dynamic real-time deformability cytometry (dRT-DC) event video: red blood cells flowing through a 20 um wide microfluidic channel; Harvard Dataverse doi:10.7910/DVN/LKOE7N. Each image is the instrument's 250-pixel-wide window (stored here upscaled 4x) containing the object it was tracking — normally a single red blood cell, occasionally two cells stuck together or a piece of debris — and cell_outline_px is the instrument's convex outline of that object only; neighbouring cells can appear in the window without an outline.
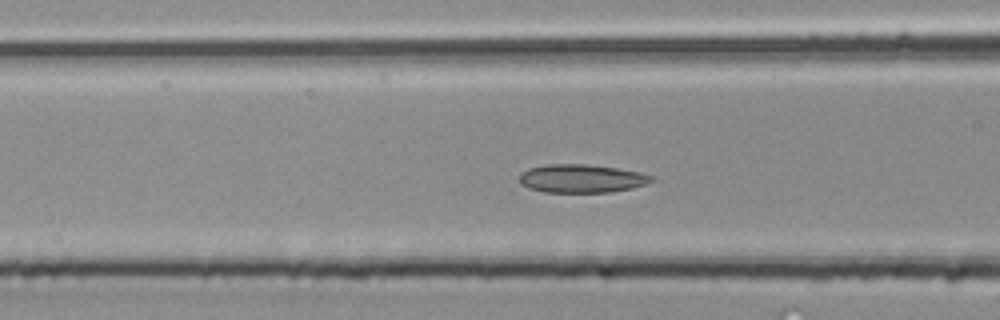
{"species": "common noctule bat (a hibernating species)", "species_latin": "Nyctalus noctula", "temperature_condition": "room temperature", "stored_images_in_passage": 38, "camera_frame_rate_fps": 3000, "um_per_image_px": 0.085, "animal": {"sex": "male", "body_mass_g": 20.4}, "frame": {"image": 1, "passage_image": 12, "time_ms": 3.667, "image_size_px": [1000, 320], "cell_outline_px": [[652, 180], [644, 184], [632, 188], [608, 192], [544, 192], [528, 188], [520, 184], [520, 176], [528, 168], [548, 164], [584, 164], [616, 168], [640, 172], [652, 176]], "centroid_in_image_um": [49.39, 15.17], "position_along_channel_um": 117.2, "area_um2": 21.56}}
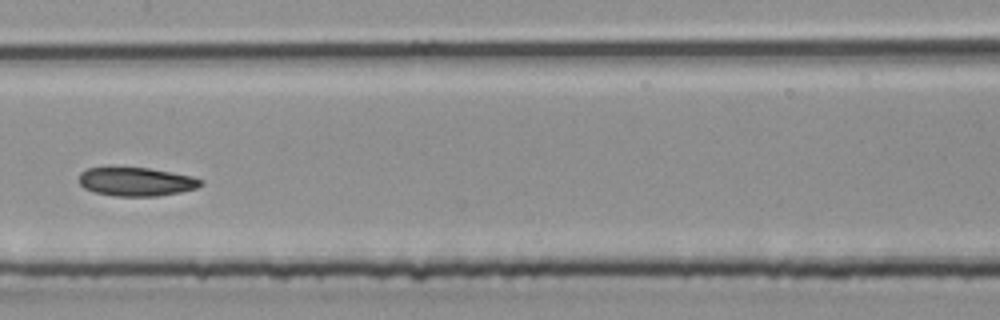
{"frame": {"image": 2, "passage_image": 17, "time_ms": 5.333, "image_size_px": [1000, 320], "cell_outline_px": [[204, 184], [196, 188], [180, 192], [156, 196], [116, 196], [92, 192], [84, 188], [80, 184], [80, 172], [88, 168], [148, 168], [192, 176], [204, 180]], "centroid_in_image_um": [11.6, 15.45], "position_along_channel_um": 195.8, "area_um2": 20.23}}
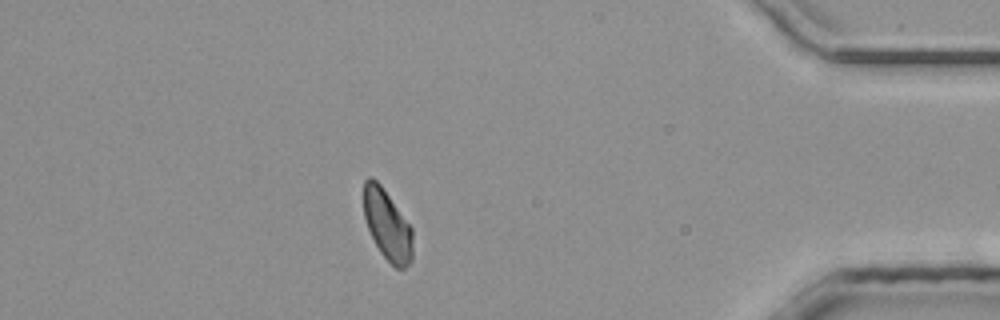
{"frame": {"image": 3, "passage_image": 33, "time_ms": 10.667, "image_size_px": [1000, 320], "cell_outline_px": [[412, 260], [404, 268], [396, 268], [380, 252], [368, 228], [364, 216], [364, 180], [368, 176], [372, 176], [380, 184], [412, 228]], "centroid_in_image_um": [32.91, 19.11], "position_along_channel_um": 402.3, "area_um2": 19.77}}